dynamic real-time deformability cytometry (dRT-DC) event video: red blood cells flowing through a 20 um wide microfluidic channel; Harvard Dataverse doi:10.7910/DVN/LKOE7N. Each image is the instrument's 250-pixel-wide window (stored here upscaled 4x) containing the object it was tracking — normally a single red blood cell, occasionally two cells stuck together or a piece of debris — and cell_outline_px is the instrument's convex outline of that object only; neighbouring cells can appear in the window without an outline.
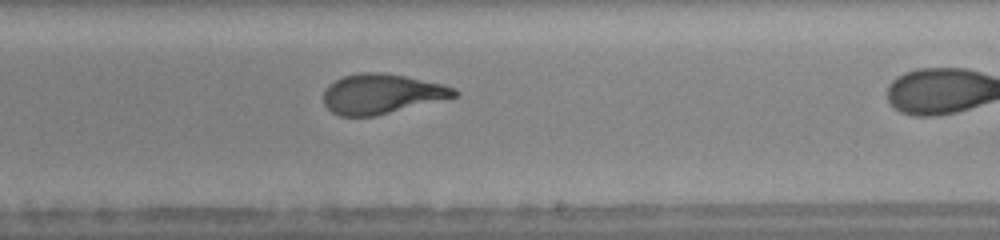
{"species": "human", "species_latin": "Homo sapiens", "temperature_condition": "warm", "stored_images_in_passage": 32, "camera_frame_rate_fps": 3000, "um_per_image_px": 0.085, "donor": {"sex": "female"}, "frame": {"image": 1, "passage_image": 23, "time_ms": 7.333, "image_size_px": [1000, 240], "cell_outline_px": [[460, 92], [456, 96], [376, 116], [340, 116], [332, 112], [324, 104], [324, 88], [336, 80], [344, 76], [360, 72], [380, 72], [404, 76], [444, 84], [456, 88]], "centroid_in_image_um": [32.43, 7.97], "position_along_channel_um": 256.6, "area_um2": 30.23}}
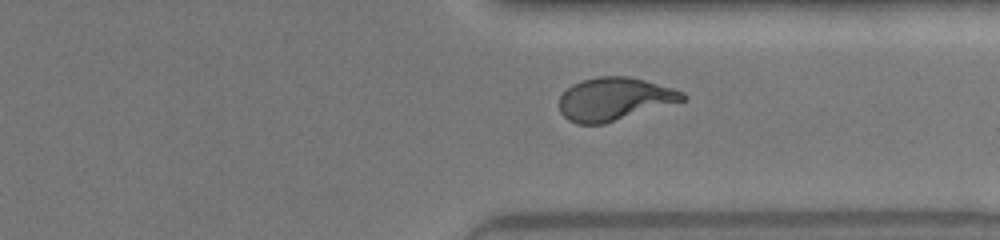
{"frame": {"image": 2, "passage_image": 30, "time_ms": 9.667, "image_size_px": [1000, 240], "cell_outline_px": [[688, 100], [604, 124], [576, 124], [568, 120], [560, 112], [560, 96], [572, 84], [580, 80], [596, 76], [628, 76], [644, 80], [672, 88], [684, 92], [688, 96]], "centroid_in_image_um": [52.25, 8.42], "position_along_channel_um": 359.2, "area_um2": 31.15}}